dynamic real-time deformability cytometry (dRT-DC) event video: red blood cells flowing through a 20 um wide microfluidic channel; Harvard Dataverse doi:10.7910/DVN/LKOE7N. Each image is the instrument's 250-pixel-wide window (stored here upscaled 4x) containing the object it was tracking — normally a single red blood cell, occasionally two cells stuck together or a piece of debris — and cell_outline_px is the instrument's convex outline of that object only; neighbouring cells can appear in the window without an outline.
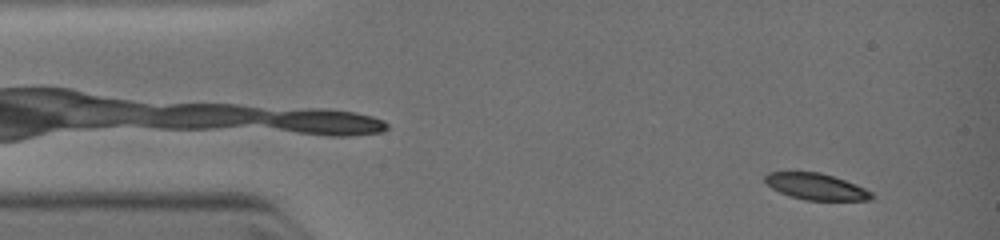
{"species": "common noctule bat (a hibernating species)", "species_latin": "Nyctalus noctula", "temperature_condition": "warm", "stored_images_in_passage": 7, "camera_frame_rate_fps": 3000, "um_per_image_px": 0.085, "animal": {"sex": "female", "body_mass_g": 19.0, "forearm_length_mm": 51.5}, "frame": {"image": 1, "passage_image": 3, "time_ms": 0.667, "image_size_px": [1000, 240], "cell_outline_px": [[876, 196], [872, 200], [804, 200], [788, 196], [772, 188], [764, 180], [764, 176], [768, 172], [816, 172], [832, 176], [844, 180], [864, 188], [872, 192]], "centroid_in_image_um": [69.37, 15.87], "position_along_channel_um": 15.6, "area_um2": 16.3}}
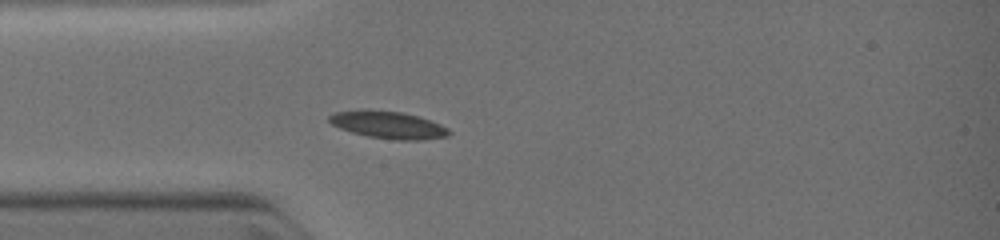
{"frame": {"image": 2, "passage_image": 7, "time_ms": 3.0, "image_size_px": [1000, 240], "cell_outline_px": [[452, 132], [448, 136], [420, 140], [396, 140], [368, 136], [352, 132], [340, 128], [332, 124], [328, 120], [328, 116], [336, 112], [400, 112], [416, 116], [440, 124], [448, 128]], "centroid_in_image_um": [33.06, 10.66], "position_along_channel_um": 51.9, "area_um2": 18.15}}